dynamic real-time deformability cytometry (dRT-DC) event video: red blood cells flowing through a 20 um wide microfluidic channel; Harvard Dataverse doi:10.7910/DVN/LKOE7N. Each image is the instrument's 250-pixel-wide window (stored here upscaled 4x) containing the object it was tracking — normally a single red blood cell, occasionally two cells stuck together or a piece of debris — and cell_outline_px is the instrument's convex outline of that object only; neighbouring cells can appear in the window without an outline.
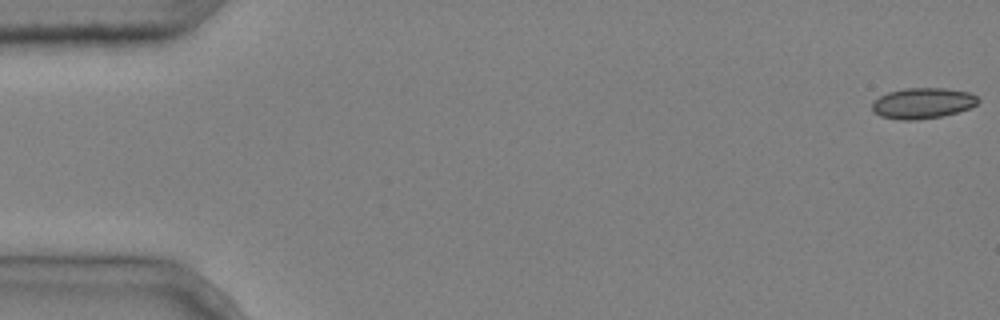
{"species": "common noctule bat (a hibernating species)", "species_latin": "Nyctalus noctula", "temperature_condition": "cold", "stored_images_in_passage": 5, "camera_frame_rate_fps": 3000, "um_per_image_px": 0.085, "animal": {"sex": "male", "body_mass_g": 20.4}, "frame": {"image": 1, "passage_image": 1, "time_ms": 0.0, "image_size_px": [1000, 320], "cell_outline_px": [[980, 100], [976, 104], [968, 108], [956, 112], [940, 116], [916, 120], [900, 120], [880, 116], [872, 112], [872, 100], [888, 92], [904, 88], [944, 88], [968, 92], [976, 96]], "centroid_in_image_um": [78.37, 8.77], "position_along_channel_um": 6.6, "area_um2": 18.96}}
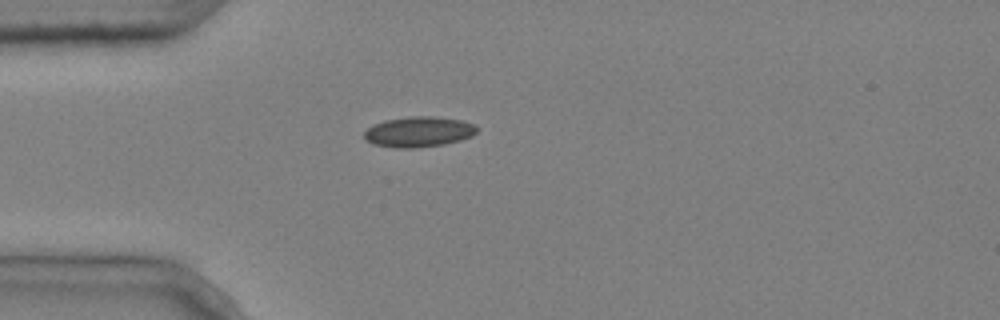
{"frame": {"image": 2, "passage_image": 5, "time_ms": 1.333, "image_size_px": [1000, 320], "cell_outline_px": [[480, 128], [472, 136], [460, 140], [444, 144], [416, 148], [396, 148], [372, 144], [364, 136], [364, 132], [372, 124], [384, 120], [408, 116], [436, 116], [460, 120], [476, 124]], "centroid_in_image_um": [35.6, 11.19], "position_along_channel_um": 49.4, "area_um2": 20.23}}